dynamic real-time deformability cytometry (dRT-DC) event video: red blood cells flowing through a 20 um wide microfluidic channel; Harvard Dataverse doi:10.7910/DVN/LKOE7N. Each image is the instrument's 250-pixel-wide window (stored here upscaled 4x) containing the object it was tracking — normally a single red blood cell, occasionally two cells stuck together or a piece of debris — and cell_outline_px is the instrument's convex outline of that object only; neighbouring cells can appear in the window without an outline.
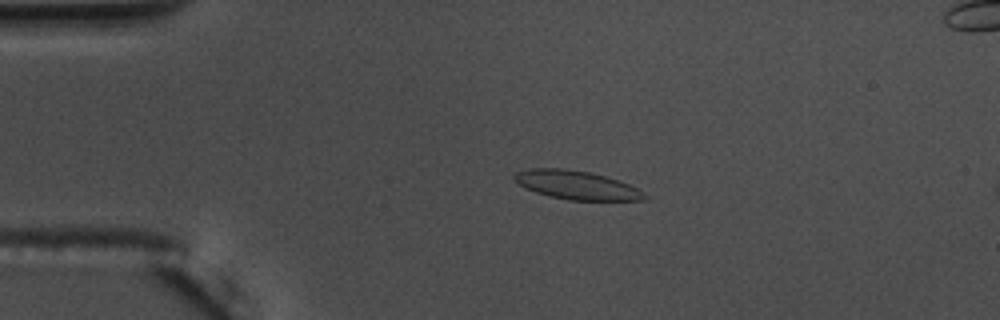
{"species": "common noctule bat (a hibernating species)", "species_latin": "Nyctalus noctula", "temperature_condition": "warm", "stored_images_in_passage": 57, "segment_of_instrument_passage": [1, 2], "camera_frame_rate_fps": 3000, "um_per_image_px": 0.085, "animal": {"sex": "male", "body_mass_g": 17.5, "forearm_length_mm": 52.3}, "frame": {"image": 1, "passage_image": 12, "time_ms": 3.667, "image_size_px": [1000, 320], "cell_outline_px": [[648, 196], [644, 200], [568, 200], [536, 192], [524, 188], [512, 180], [512, 176], [516, 172], [528, 168], [564, 168], [588, 172], [620, 180], [644, 192]], "centroid_in_image_um": [48.96, 15.72], "position_along_channel_um": 36.0, "area_um2": 21.79}}
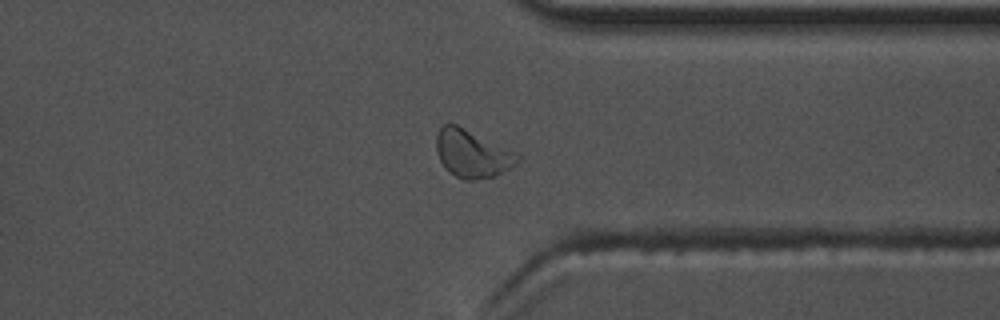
{"frame": {"image": 2, "passage_image": 43, "time_ms": 14.0, "image_size_px": [1000, 320], "cell_outline_px": [[520, 160], [512, 168], [496, 176], [472, 180], [464, 180], [456, 176], [440, 160], [436, 148], [436, 136], [440, 128], [444, 124], [456, 124], [520, 152]], "centroid_in_image_um": [40.22, 13.05], "position_along_channel_um": 371.2, "area_um2": 22.77}}
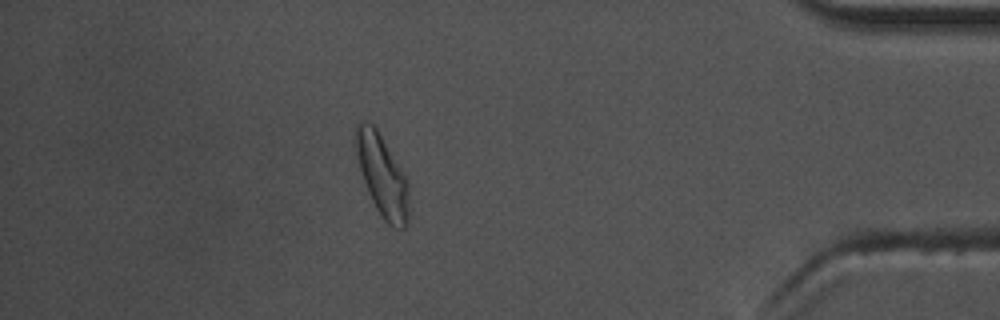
{"frame": {"image": 3, "passage_image": 49, "time_ms": 16.0, "image_size_px": [1000, 320], "cell_outline_px": [[408, 224], [404, 228], [392, 228], [384, 220], [376, 208], [368, 192], [360, 168], [352, 140], [356, 124], [360, 120], [364, 120], [372, 124], [376, 128], [408, 180]], "centroid_in_image_um": [32.46, 14.89], "position_along_channel_um": 402.7, "area_um2": 25.37}}